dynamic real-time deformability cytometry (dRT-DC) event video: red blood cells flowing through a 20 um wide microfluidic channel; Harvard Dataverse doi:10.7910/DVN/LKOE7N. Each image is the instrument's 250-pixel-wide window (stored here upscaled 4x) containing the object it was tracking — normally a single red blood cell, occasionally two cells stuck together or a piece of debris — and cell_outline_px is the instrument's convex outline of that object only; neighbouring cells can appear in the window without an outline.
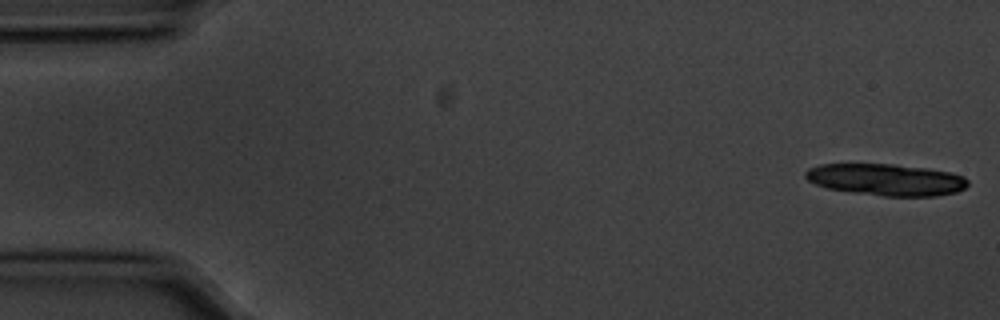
{"species": "common noctule bat (a hibernating species)", "species_latin": "Nyctalus noctula", "temperature_condition": "cold", "stored_images_in_passage": 14, "camera_frame_rate_fps": 3000, "um_per_image_px": 0.085, "animal": {"sex": "male", "body_mass_g": 20.1, "forearm_length_mm": 53.5}, "frame": {"image": 1, "passage_image": 1, "time_ms": 0.0, "image_size_px": [1000, 320], "cell_outline_px": [[968, 184], [964, 188], [956, 192], [936, 196], [884, 196], [852, 192], [828, 188], [816, 184], [808, 180], [804, 176], [804, 172], [808, 168], [820, 164], [892, 164], [928, 168], [948, 172], [964, 176], [968, 180]], "centroid_in_image_um": [75.31, 15.26], "position_along_channel_um": 9.7, "area_um2": 30.0}}